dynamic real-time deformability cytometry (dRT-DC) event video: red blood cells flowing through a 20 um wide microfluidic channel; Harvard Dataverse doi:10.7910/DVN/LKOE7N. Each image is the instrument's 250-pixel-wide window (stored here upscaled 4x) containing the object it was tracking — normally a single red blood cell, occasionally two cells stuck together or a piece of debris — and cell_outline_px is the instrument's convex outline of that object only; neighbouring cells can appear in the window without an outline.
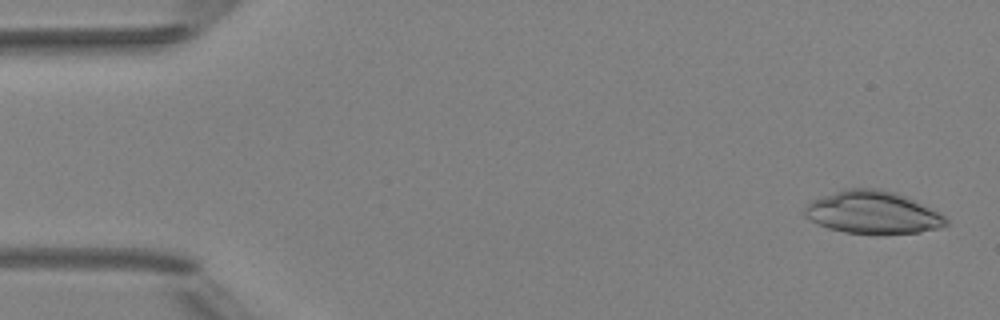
{"species": "Egyptian fruit bat (a non-hibernating species)", "species_latin": "Rousettus aegyptiacus", "temperature_condition": "room temperature", "stored_images_in_passage": 6, "camera_frame_rate_fps": 3000, "um_per_image_px": 0.085, "animal": {"sex": "female"}, "frame": {"image": 1, "passage_image": 1, "time_ms": 0.0, "image_size_px": [1000, 320], "cell_outline_px": [[948, 224], [940, 228], [920, 232], [880, 236], [844, 232], [828, 228], [804, 216], [804, 208], [812, 200], [820, 196], [844, 188], [880, 188], [896, 192], [908, 196], [940, 212], [948, 220]], "centroid_in_image_um": [74.22, 18.07], "position_along_channel_um": 10.8, "area_um2": 36.01}}
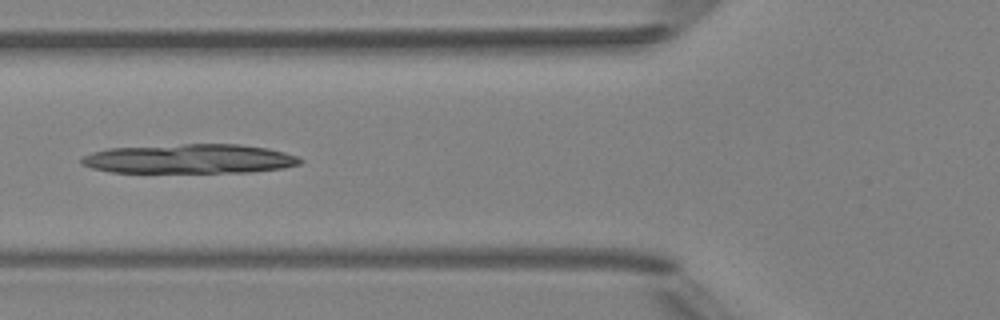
{"frame": {"image": 2, "passage_image": 6, "time_ms": 5.667, "image_size_px": [1000, 320], "cell_outline_px": [[304, 160], [300, 164], [284, 168], [252, 172], [108, 172], [92, 168], [80, 164], [80, 160], [84, 156], [92, 152], [108, 148], [184, 144], [240, 144], [268, 148], [284, 152], [296, 156]], "centroid_in_image_um": [16.12, 13.5], "position_along_channel_um": 109.7, "area_um2": 37.57}}